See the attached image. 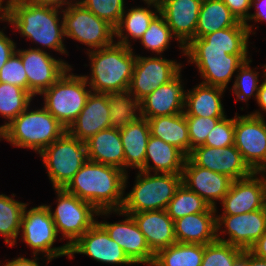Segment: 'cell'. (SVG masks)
Listing matches in <instances>:
<instances>
[{
  "label": "cell",
  "instance_id": "cell-12",
  "mask_svg": "<svg viewBox=\"0 0 266 266\" xmlns=\"http://www.w3.org/2000/svg\"><path fill=\"white\" fill-rule=\"evenodd\" d=\"M254 112L245 116H237L235 113L234 146L254 172H264L266 169V121L263 113Z\"/></svg>",
  "mask_w": 266,
  "mask_h": 266
},
{
  "label": "cell",
  "instance_id": "cell-4",
  "mask_svg": "<svg viewBox=\"0 0 266 266\" xmlns=\"http://www.w3.org/2000/svg\"><path fill=\"white\" fill-rule=\"evenodd\" d=\"M248 48L208 47L203 38L192 39L184 47L189 63H195L202 84L226 89L232 76L242 64L249 60Z\"/></svg>",
  "mask_w": 266,
  "mask_h": 266
},
{
  "label": "cell",
  "instance_id": "cell-20",
  "mask_svg": "<svg viewBox=\"0 0 266 266\" xmlns=\"http://www.w3.org/2000/svg\"><path fill=\"white\" fill-rule=\"evenodd\" d=\"M232 182L230 177L196 166L186 157L182 172V184L198 194L210 207L217 209L215 201L221 202Z\"/></svg>",
  "mask_w": 266,
  "mask_h": 266
},
{
  "label": "cell",
  "instance_id": "cell-32",
  "mask_svg": "<svg viewBox=\"0 0 266 266\" xmlns=\"http://www.w3.org/2000/svg\"><path fill=\"white\" fill-rule=\"evenodd\" d=\"M238 22V19L222 0H203L195 30V38H202L215 31L234 27Z\"/></svg>",
  "mask_w": 266,
  "mask_h": 266
},
{
  "label": "cell",
  "instance_id": "cell-56",
  "mask_svg": "<svg viewBox=\"0 0 266 266\" xmlns=\"http://www.w3.org/2000/svg\"><path fill=\"white\" fill-rule=\"evenodd\" d=\"M145 1V3H155V4H158L160 5L164 0H143Z\"/></svg>",
  "mask_w": 266,
  "mask_h": 266
},
{
  "label": "cell",
  "instance_id": "cell-26",
  "mask_svg": "<svg viewBox=\"0 0 266 266\" xmlns=\"http://www.w3.org/2000/svg\"><path fill=\"white\" fill-rule=\"evenodd\" d=\"M119 132L124 148V171L127 173L128 167L141 171L144 168L146 146L150 137L148 120L139 116Z\"/></svg>",
  "mask_w": 266,
  "mask_h": 266
},
{
  "label": "cell",
  "instance_id": "cell-35",
  "mask_svg": "<svg viewBox=\"0 0 266 266\" xmlns=\"http://www.w3.org/2000/svg\"><path fill=\"white\" fill-rule=\"evenodd\" d=\"M107 100L111 128L123 129L140 116L139 102L129 91L107 93Z\"/></svg>",
  "mask_w": 266,
  "mask_h": 266
},
{
  "label": "cell",
  "instance_id": "cell-42",
  "mask_svg": "<svg viewBox=\"0 0 266 266\" xmlns=\"http://www.w3.org/2000/svg\"><path fill=\"white\" fill-rule=\"evenodd\" d=\"M78 2L114 28L119 24L125 11V0H78Z\"/></svg>",
  "mask_w": 266,
  "mask_h": 266
},
{
  "label": "cell",
  "instance_id": "cell-9",
  "mask_svg": "<svg viewBox=\"0 0 266 266\" xmlns=\"http://www.w3.org/2000/svg\"><path fill=\"white\" fill-rule=\"evenodd\" d=\"M57 192V207L52 212L47 205L55 223L57 234L61 233L64 239H68L66 245L70 247L84 235L97 221L94 215H108L112 210L98 211L92 204L81 200L64 189H55Z\"/></svg>",
  "mask_w": 266,
  "mask_h": 266
},
{
  "label": "cell",
  "instance_id": "cell-31",
  "mask_svg": "<svg viewBox=\"0 0 266 266\" xmlns=\"http://www.w3.org/2000/svg\"><path fill=\"white\" fill-rule=\"evenodd\" d=\"M146 4L148 7L136 6L123 12L119 24L115 27V37L119 38L118 44L131 47L128 38L139 40L148 29L152 19L160 12L158 4L149 2ZM150 5L155 8V11L149 9Z\"/></svg>",
  "mask_w": 266,
  "mask_h": 266
},
{
  "label": "cell",
  "instance_id": "cell-45",
  "mask_svg": "<svg viewBox=\"0 0 266 266\" xmlns=\"http://www.w3.org/2000/svg\"><path fill=\"white\" fill-rule=\"evenodd\" d=\"M235 117L221 119L207 135L204 145L211 147H227L234 145Z\"/></svg>",
  "mask_w": 266,
  "mask_h": 266
},
{
  "label": "cell",
  "instance_id": "cell-16",
  "mask_svg": "<svg viewBox=\"0 0 266 266\" xmlns=\"http://www.w3.org/2000/svg\"><path fill=\"white\" fill-rule=\"evenodd\" d=\"M260 174L261 177H257ZM222 215H241L266 206L265 172H253L250 176L234 180L221 200Z\"/></svg>",
  "mask_w": 266,
  "mask_h": 266
},
{
  "label": "cell",
  "instance_id": "cell-17",
  "mask_svg": "<svg viewBox=\"0 0 266 266\" xmlns=\"http://www.w3.org/2000/svg\"><path fill=\"white\" fill-rule=\"evenodd\" d=\"M188 158L196 166L226 175L233 181L248 177L254 172L234 145L218 148L201 145L192 149Z\"/></svg>",
  "mask_w": 266,
  "mask_h": 266
},
{
  "label": "cell",
  "instance_id": "cell-40",
  "mask_svg": "<svg viewBox=\"0 0 266 266\" xmlns=\"http://www.w3.org/2000/svg\"><path fill=\"white\" fill-rule=\"evenodd\" d=\"M243 251L237 246L215 240L204 245L201 266H233Z\"/></svg>",
  "mask_w": 266,
  "mask_h": 266
},
{
  "label": "cell",
  "instance_id": "cell-27",
  "mask_svg": "<svg viewBox=\"0 0 266 266\" xmlns=\"http://www.w3.org/2000/svg\"><path fill=\"white\" fill-rule=\"evenodd\" d=\"M225 89L198 84L185 92V116L224 118L225 112L221 98Z\"/></svg>",
  "mask_w": 266,
  "mask_h": 266
},
{
  "label": "cell",
  "instance_id": "cell-43",
  "mask_svg": "<svg viewBox=\"0 0 266 266\" xmlns=\"http://www.w3.org/2000/svg\"><path fill=\"white\" fill-rule=\"evenodd\" d=\"M221 119L223 118L186 116L190 152L192 149L204 145L207 135Z\"/></svg>",
  "mask_w": 266,
  "mask_h": 266
},
{
  "label": "cell",
  "instance_id": "cell-48",
  "mask_svg": "<svg viewBox=\"0 0 266 266\" xmlns=\"http://www.w3.org/2000/svg\"><path fill=\"white\" fill-rule=\"evenodd\" d=\"M255 7L256 12L249 13L248 20L261 22L266 20V0H251V8Z\"/></svg>",
  "mask_w": 266,
  "mask_h": 266
},
{
  "label": "cell",
  "instance_id": "cell-52",
  "mask_svg": "<svg viewBox=\"0 0 266 266\" xmlns=\"http://www.w3.org/2000/svg\"><path fill=\"white\" fill-rule=\"evenodd\" d=\"M28 1L36 3V4L53 6V7H57L61 9H62V6L67 5L68 7L70 4L74 3L72 0H28Z\"/></svg>",
  "mask_w": 266,
  "mask_h": 266
},
{
  "label": "cell",
  "instance_id": "cell-5",
  "mask_svg": "<svg viewBox=\"0 0 266 266\" xmlns=\"http://www.w3.org/2000/svg\"><path fill=\"white\" fill-rule=\"evenodd\" d=\"M29 106L1 131V139L13 146L30 148L38 154L56 141L67 129L44 107Z\"/></svg>",
  "mask_w": 266,
  "mask_h": 266
},
{
  "label": "cell",
  "instance_id": "cell-14",
  "mask_svg": "<svg viewBox=\"0 0 266 266\" xmlns=\"http://www.w3.org/2000/svg\"><path fill=\"white\" fill-rule=\"evenodd\" d=\"M22 60L28 81V92L34 97L50 88L71 66L55 59L39 47L15 51Z\"/></svg>",
  "mask_w": 266,
  "mask_h": 266
},
{
  "label": "cell",
  "instance_id": "cell-23",
  "mask_svg": "<svg viewBox=\"0 0 266 266\" xmlns=\"http://www.w3.org/2000/svg\"><path fill=\"white\" fill-rule=\"evenodd\" d=\"M107 93L92 92L85 106L67 131L80 141L86 142L98 132L111 128Z\"/></svg>",
  "mask_w": 266,
  "mask_h": 266
},
{
  "label": "cell",
  "instance_id": "cell-24",
  "mask_svg": "<svg viewBox=\"0 0 266 266\" xmlns=\"http://www.w3.org/2000/svg\"><path fill=\"white\" fill-rule=\"evenodd\" d=\"M129 215L133 217L154 254L177 242L174 233V221L169 217L166 210L143 211Z\"/></svg>",
  "mask_w": 266,
  "mask_h": 266
},
{
  "label": "cell",
  "instance_id": "cell-41",
  "mask_svg": "<svg viewBox=\"0 0 266 266\" xmlns=\"http://www.w3.org/2000/svg\"><path fill=\"white\" fill-rule=\"evenodd\" d=\"M251 59L245 61L242 66L236 71L238 74L235 77L234 84L232 86L233 94L237 96L240 101L248 102L251 96H255L257 100L258 90L260 87L258 75L259 72L250 68Z\"/></svg>",
  "mask_w": 266,
  "mask_h": 266
},
{
  "label": "cell",
  "instance_id": "cell-3",
  "mask_svg": "<svg viewBox=\"0 0 266 266\" xmlns=\"http://www.w3.org/2000/svg\"><path fill=\"white\" fill-rule=\"evenodd\" d=\"M91 75L84 76L96 93L128 91L136 60L133 48L116 43L105 48L87 50Z\"/></svg>",
  "mask_w": 266,
  "mask_h": 266
},
{
  "label": "cell",
  "instance_id": "cell-51",
  "mask_svg": "<svg viewBox=\"0 0 266 266\" xmlns=\"http://www.w3.org/2000/svg\"><path fill=\"white\" fill-rule=\"evenodd\" d=\"M264 67V81L260 84L258 95H257V102L258 106H260L261 110L266 112V65H262Z\"/></svg>",
  "mask_w": 266,
  "mask_h": 266
},
{
  "label": "cell",
  "instance_id": "cell-13",
  "mask_svg": "<svg viewBox=\"0 0 266 266\" xmlns=\"http://www.w3.org/2000/svg\"><path fill=\"white\" fill-rule=\"evenodd\" d=\"M181 69L182 64L163 58L162 55L161 57L136 55L128 91L140 102L159 86L174 79Z\"/></svg>",
  "mask_w": 266,
  "mask_h": 266
},
{
  "label": "cell",
  "instance_id": "cell-15",
  "mask_svg": "<svg viewBox=\"0 0 266 266\" xmlns=\"http://www.w3.org/2000/svg\"><path fill=\"white\" fill-rule=\"evenodd\" d=\"M216 225L217 240L249 250L266 231V206L241 215H217ZM223 225L225 229H221ZM226 232L228 239L220 238Z\"/></svg>",
  "mask_w": 266,
  "mask_h": 266
},
{
  "label": "cell",
  "instance_id": "cell-37",
  "mask_svg": "<svg viewBox=\"0 0 266 266\" xmlns=\"http://www.w3.org/2000/svg\"><path fill=\"white\" fill-rule=\"evenodd\" d=\"M32 98L33 96L27 90L0 82V115L8 119V123L5 122L0 126V131L30 106Z\"/></svg>",
  "mask_w": 266,
  "mask_h": 266
},
{
  "label": "cell",
  "instance_id": "cell-22",
  "mask_svg": "<svg viewBox=\"0 0 266 266\" xmlns=\"http://www.w3.org/2000/svg\"><path fill=\"white\" fill-rule=\"evenodd\" d=\"M181 72L170 82L159 86L139 102L141 117L146 119L184 112L185 91Z\"/></svg>",
  "mask_w": 266,
  "mask_h": 266
},
{
  "label": "cell",
  "instance_id": "cell-46",
  "mask_svg": "<svg viewBox=\"0 0 266 266\" xmlns=\"http://www.w3.org/2000/svg\"><path fill=\"white\" fill-rule=\"evenodd\" d=\"M224 4L230 9L231 13L238 19V21L243 22L251 35L252 26L247 23L249 16V10H251V0H222Z\"/></svg>",
  "mask_w": 266,
  "mask_h": 266
},
{
  "label": "cell",
  "instance_id": "cell-7",
  "mask_svg": "<svg viewBox=\"0 0 266 266\" xmlns=\"http://www.w3.org/2000/svg\"><path fill=\"white\" fill-rule=\"evenodd\" d=\"M53 189H63L89 161L85 142L73 137L67 130L40 153Z\"/></svg>",
  "mask_w": 266,
  "mask_h": 266
},
{
  "label": "cell",
  "instance_id": "cell-44",
  "mask_svg": "<svg viewBox=\"0 0 266 266\" xmlns=\"http://www.w3.org/2000/svg\"><path fill=\"white\" fill-rule=\"evenodd\" d=\"M0 82L10 83L28 91V81L21 57L14 52L0 69Z\"/></svg>",
  "mask_w": 266,
  "mask_h": 266
},
{
  "label": "cell",
  "instance_id": "cell-25",
  "mask_svg": "<svg viewBox=\"0 0 266 266\" xmlns=\"http://www.w3.org/2000/svg\"><path fill=\"white\" fill-rule=\"evenodd\" d=\"M216 212L190 214L174 221L178 243L202 244L217 240Z\"/></svg>",
  "mask_w": 266,
  "mask_h": 266
},
{
  "label": "cell",
  "instance_id": "cell-19",
  "mask_svg": "<svg viewBox=\"0 0 266 266\" xmlns=\"http://www.w3.org/2000/svg\"><path fill=\"white\" fill-rule=\"evenodd\" d=\"M75 253L106 264H134L98 222L70 247L69 258H74Z\"/></svg>",
  "mask_w": 266,
  "mask_h": 266
},
{
  "label": "cell",
  "instance_id": "cell-6",
  "mask_svg": "<svg viewBox=\"0 0 266 266\" xmlns=\"http://www.w3.org/2000/svg\"><path fill=\"white\" fill-rule=\"evenodd\" d=\"M131 192L124 196L123 213L165 210L182 184V174L138 171Z\"/></svg>",
  "mask_w": 266,
  "mask_h": 266
},
{
  "label": "cell",
  "instance_id": "cell-11",
  "mask_svg": "<svg viewBox=\"0 0 266 266\" xmlns=\"http://www.w3.org/2000/svg\"><path fill=\"white\" fill-rule=\"evenodd\" d=\"M26 209L27 205L23 211L20 237L33 250V255L44 253L47 264L57 257L68 256L69 258V248L66 244L52 247L58 234L48 206L43 204Z\"/></svg>",
  "mask_w": 266,
  "mask_h": 266
},
{
  "label": "cell",
  "instance_id": "cell-55",
  "mask_svg": "<svg viewBox=\"0 0 266 266\" xmlns=\"http://www.w3.org/2000/svg\"><path fill=\"white\" fill-rule=\"evenodd\" d=\"M4 0H0V21H5V4H3Z\"/></svg>",
  "mask_w": 266,
  "mask_h": 266
},
{
  "label": "cell",
  "instance_id": "cell-34",
  "mask_svg": "<svg viewBox=\"0 0 266 266\" xmlns=\"http://www.w3.org/2000/svg\"><path fill=\"white\" fill-rule=\"evenodd\" d=\"M5 194H0V235L4 237L5 244L14 246L20 234L23 211L28 205L14 200Z\"/></svg>",
  "mask_w": 266,
  "mask_h": 266
},
{
  "label": "cell",
  "instance_id": "cell-33",
  "mask_svg": "<svg viewBox=\"0 0 266 266\" xmlns=\"http://www.w3.org/2000/svg\"><path fill=\"white\" fill-rule=\"evenodd\" d=\"M204 245L178 243L159 250L152 266H201Z\"/></svg>",
  "mask_w": 266,
  "mask_h": 266
},
{
  "label": "cell",
  "instance_id": "cell-30",
  "mask_svg": "<svg viewBox=\"0 0 266 266\" xmlns=\"http://www.w3.org/2000/svg\"><path fill=\"white\" fill-rule=\"evenodd\" d=\"M150 135L178 148L186 157L190 154V140L186 116L183 113L147 119Z\"/></svg>",
  "mask_w": 266,
  "mask_h": 266
},
{
  "label": "cell",
  "instance_id": "cell-2",
  "mask_svg": "<svg viewBox=\"0 0 266 266\" xmlns=\"http://www.w3.org/2000/svg\"><path fill=\"white\" fill-rule=\"evenodd\" d=\"M59 13H63V9L28 0H6L5 3V21L23 37L42 47L67 54L63 43V17L60 22Z\"/></svg>",
  "mask_w": 266,
  "mask_h": 266
},
{
  "label": "cell",
  "instance_id": "cell-18",
  "mask_svg": "<svg viewBox=\"0 0 266 266\" xmlns=\"http://www.w3.org/2000/svg\"><path fill=\"white\" fill-rule=\"evenodd\" d=\"M119 215H124L125 220L109 223L97 221L124 250L125 254L134 264H148L152 266L155 254L150 250L144 235L141 233L133 217L121 210H112Z\"/></svg>",
  "mask_w": 266,
  "mask_h": 266
},
{
  "label": "cell",
  "instance_id": "cell-53",
  "mask_svg": "<svg viewBox=\"0 0 266 266\" xmlns=\"http://www.w3.org/2000/svg\"><path fill=\"white\" fill-rule=\"evenodd\" d=\"M247 266H266V259L259 258L247 250Z\"/></svg>",
  "mask_w": 266,
  "mask_h": 266
},
{
  "label": "cell",
  "instance_id": "cell-8",
  "mask_svg": "<svg viewBox=\"0 0 266 266\" xmlns=\"http://www.w3.org/2000/svg\"><path fill=\"white\" fill-rule=\"evenodd\" d=\"M72 67L40 95L44 96V108L50 112L66 129L76 120L85 106L91 89L86 87L84 75L69 73Z\"/></svg>",
  "mask_w": 266,
  "mask_h": 266
},
{
  "label": "cell",
  "instance_id": "cell-29",
  "mask_svg": "<svg viewBox=\"0 0 266 266\" xmlns=\"http://www.w3.org/2000/svg\"><path fill=\"white\" fill-rule=\"evenodd\" d=\"M85 143L89 161L111 165L124 171V148L119 129L102 130Z\"/></svg>",
  "mask_w": 266,
  "mask_h": 266
},
{
  "label": "cell",
  "instance_id": "cell-39",
  "mask_svg": "<svg viewBox=\"0 0 266 266\" xmlns=\"http://www.w3.org/2000/svg\"><path fill=\"white\" fill-rule=\"evenodd\" d=\"M249 31L243 22H238L234 27L215 31L202 38L208 47L218 48H248Z\"/></svg>",
  "mask_w": 266,
  "mask_h": 266
},
{
  "label": "cell",
  "instance_id": "cell-28",
  "mask_svg": "<svg viewBox=\"0 0 266 266\" xmlns=\"http://www.w3.org/2000/svg\"><path fill=\"white\" fill-rule=\"evenodd\" d=\"M186 156L176 147L150 135L144 168L141 171L167 174H182ZM150 161L154 165H150Z\"/></svg>",
  "mask_w": 266,
  "mask_h": 266
},
{
  "label": "cell",
  "instance_id": "cell-38",
  "mask_svg": "<svg viewBox=\"0 0 266 266\" xmlns=\"http://www.w3.org/2000/svg\"><path fill=\"white\" fill-rule=\"evenodd\" d=\"M173 38L177 40L172 34L164 16L159 12L152 19L148 29L139 40L144 46L143 48L152 50V52L157 53L156 55L161 56L162 52L169 48Z\"/></svg>",
  "mask_w": 266,
  "mask_h": 266
},
{
  "label": "cell",
  "instance_id": "cell-49",
  "mask_svg": "<svg viewBox=\"0 0 266 266\" xmlns=\"http://www.w3.org/2000/svg\"><path fill=\"white\" fill-rule=\"evenodd\" d=\"M249 251L259 258L266 259V231L263 235L251 246Z\"/></svg>",
  "mask_w": 266,
  "mask_h": 266
},
{
  "label": "cell",
  "instance_id": "cell-47",
  "mask_svg": "<svg viewBox=\"0 0 266 266\" xmlns=\"http://www.w3.org/2000/svg\"><path fill=\"white\" fill-rule=\"evenodd\" d=\"M16 51V44L0 30V69Z\"/></svg>",
  "mask_w": 266,
  "mask_h": 266
},
{
  "label": "cell",
  "instance_id": "cell-10",
  "mask_svg": "<svg viewBox=\"0 0 266 266\" xmlns=\"http://www.w3.org/2000/svg\"><path fill=\"white\" fill-rule=\"evenodd\" d=\"M62 17L65 37L85 44L90 48L89 51L105 48L114 43L115 28L98 18L77 0L63 10Z\"/></svg>",
  "mask_w": 266,
  "mask_h": 266
},
{
  "label": "cell",
  "instance_id": "cell-1",
  "mask_svg": "<svg viewBox=\"0 0 266 266\" xmlns=\"http://www.w3.org/2000/svg\"><path fill=\"white\" fill-rule=\"evenodd\" d=\"M128 174L111 165L88 161L63 188L100 210H121Z\"/></svg>",
  "mask_w": 266,
  "mask_h": 266
},
{
  "label": "cell",
  "instance_id": "cell-54",
  "mask_svg": "<svg viewBox=\"0 0 266 266\" xmlns=\"http://www.w3.org/2000/svg\"><path fill=\"white\" fill-rule=\"evenodd\" d=\"M233 266H247V250H244L242 255L235 261Z\"/></svg>",
  "mask_w": 266,
  "mask_h": 266
},
{
  "label": "cell",
  "instance_id": "cell-50",
  "mask_svg": "<svg viewBox=\"0 0 266 266\" xmlns=\"http://www.w3.org/2000/svg\"><path fill=\"white\" fill-rule=\"evenodd\" d=\"M34 259H28L25 257H18L16 259L13 258L12 261H8L6 264L2 265V266H40L39 263L37 262V260H39L37 258V255H33Z\"/></svg>",
  "mask_w": 266,
  "mask_h": 266
},
{
  "label": "cell",
  "instance_id": "cell-36",
  "mask_svg": "<svg viewBox=\"0 0 266 266\" xmlns=\"http://www.w3.org/2000/svg\"><path fill=\"white\" fill-rule=\"evenodd\" d=\"M169 217L175 221L190 214L217 212L210 207L198 194L181 184L166 207Z\"/></svg>",
  "mask_w": 266,
  "mask_h": 266
},
{
  "label": "cell",
  "instance_id": "cell-21",
  "mask_svg": "<svg viewBox=\"0 0 266 266\" xmlns=\"http://www.w3.org/2000/svg\"><path fill=\"white\" fill-rule=\"evenodd\" d=\"M203 0H164L160 5V13L176 37L179 48L184 53V47L195 39L199 12Z\"/></svg>",
  "mask_w": 266,
  "mask_h": 266
}]
</instances>
